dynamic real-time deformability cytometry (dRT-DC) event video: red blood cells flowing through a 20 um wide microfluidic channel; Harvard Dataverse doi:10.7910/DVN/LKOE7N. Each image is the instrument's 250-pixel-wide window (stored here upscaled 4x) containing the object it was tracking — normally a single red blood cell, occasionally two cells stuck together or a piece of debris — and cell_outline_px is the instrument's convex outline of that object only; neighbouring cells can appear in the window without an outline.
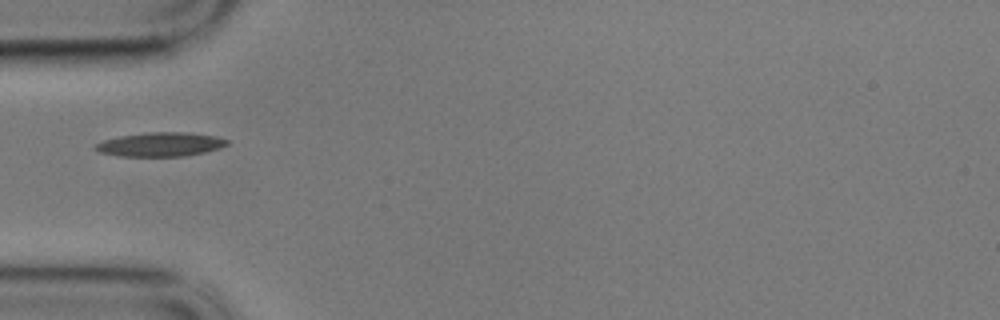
{"species": "common noctule bat (a hibernating species)", "species_latin": "Nyctalus noctula", "temperature_condition": "cold", "stored_images_in_passage": 41, "camera_frame_rate_fps": 3000, "um_per_image_px": 0.085, "animal": {"sex": "male", "body_mass_g": 17.9}, "frame": {"image": 1, "passage_image": 1, "time_ms": 0.0, "image_size_px": [1000, 320], "cell_outline_px": [[228, 144], [220, 148], [204, 152], [184, 156], [120, 156], [100, 152], [92, 148], [92, 144], [104, 140], [120, 136], [148, 132], [184, 132], [216, 136], [228, 140]], "centroid_in_image_um": [13.6, 12.27], "position_along_channel_um": 71.4, "area_um2": 18.44}}
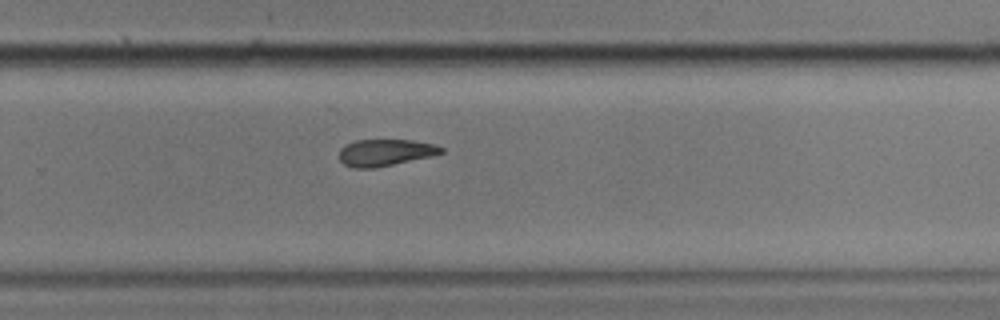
{"frame": {"image": 2, "passage_image": 21, "time_ms": 6.667, "image_size_px": [1000, 320], "cell_outline_px": [[444, 152], [432, 156], [376, 168], [352, 168], [344, 164], [340, 160], [340, 148], [344, 144], [356, 140], [412, 140], [432, 144], [444, 148]], "centroid_in_image_um": [32.73, 12.97], "position_along_channel_um": 297.1, "area_um2": 15.95}}
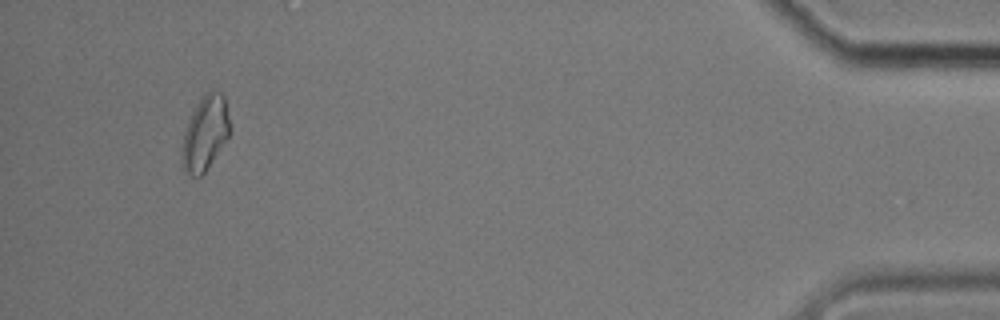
{"frame": {"image": 3, "passage_image": 38, "time_ms": 12.333, "image_size_px": [1000, 320], "cell_outline_px": [[228, 136], [204, 172], [200, 176], [192, 176], [184, 172], [180, 156], [180, 148], [184, 132], [192, 112], [200, 100], [212, 88], [220, 92], [224, 96], [228, 116]], "centroid_in_image_um": [17.38, 11.34], "position_along_channel_um": 417.8, "area_um2": 20.35}, "authors_computed_cell_mechanics": {"area_um2": 17.2822, "velocity_mm_per_s": 3.3805, "shape_relaxation_time_tau1_ms": 6.0258, "shape_relaxation_time_tau2_ms": null, "deformation_change_tau1": 0.1382, "deformation_change_tau2": null}}